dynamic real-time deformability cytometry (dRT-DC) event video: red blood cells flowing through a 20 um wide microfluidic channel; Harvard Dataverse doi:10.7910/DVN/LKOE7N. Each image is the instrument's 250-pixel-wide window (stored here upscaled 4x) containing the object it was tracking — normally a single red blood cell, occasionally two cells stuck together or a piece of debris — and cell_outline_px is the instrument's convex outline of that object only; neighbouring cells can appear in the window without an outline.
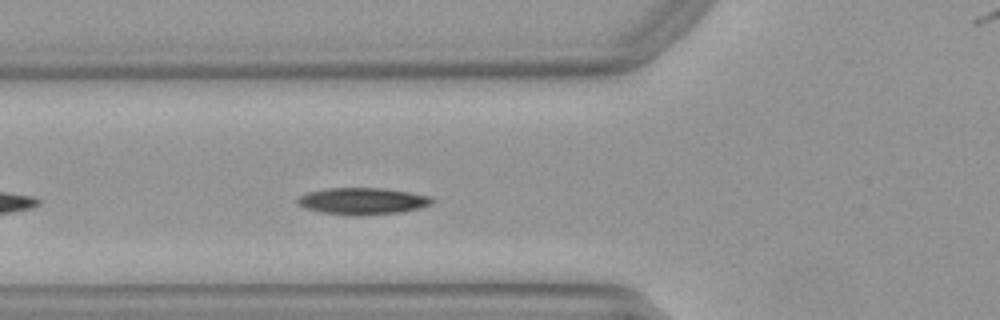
{"species": "Egyptian fruit bat (a non-hibernating species)", "species_latin": "Rousettus aegyptiacus", "temperature_condition": "warm", "stored_images_in_passage": 28, "camera_frame_rate_fps": 3000, "um_per_image_px": 0.085, "animal": {"sex": "female"}, "frame": {"image": 1, "passage_image": 5, "time_ms": 1.333, "image_size_px": [1000, 320], "cell_outline_px": [[436, 200], [432, 204], [420, 208], [400, 212], [364, 216], [348, 216], [320, 212], [304, 208], [296, 204], [296, 200], [300, 196], [308, 192], [328, 188], [384, 188], [432, 196]], "centroid_in_image_um": [30.82, 17.11], "position_along_channel_um": 95.0, "area_um2": 21.39}}
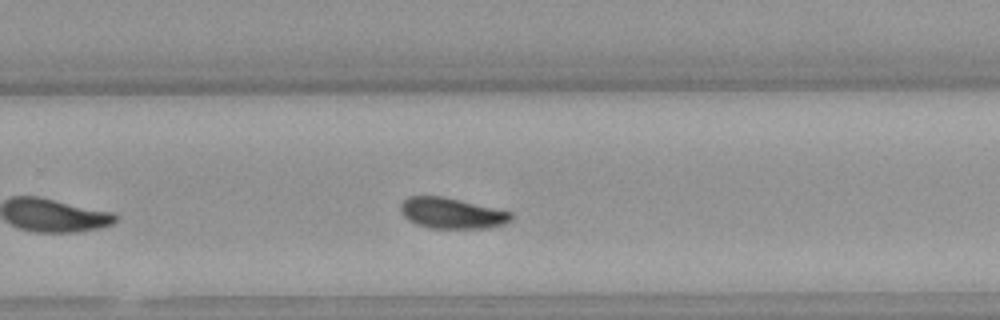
{"frame": {"image": 2, "passage_image": 20, "time_ms": 6.333, "image_size_px": [1000, 320], "cell_outline_px": [[512, 220], [504, 224], [488, 228], [428, 228], [416, 224], [408, 220], [400, 212], [400, 204], [408, 196], [444, 196], [512, 212]], "centroid_in_image_um": [38.38, 18.12], "position_along_channel_um": 291.4, "area_um2": 19.94}, "authors_computed_cell_mechanics": {"area_um2": 20.4323, "velocity_mm_per_s": 3.9456, "shape_relaxation_time_tau1_ms": 4.1016, "shape_relaxation_time_tau2_ms": 7.9398, "deformation_change_tau1": 0.1438, "deformation_change_tau2": 0.1389}}